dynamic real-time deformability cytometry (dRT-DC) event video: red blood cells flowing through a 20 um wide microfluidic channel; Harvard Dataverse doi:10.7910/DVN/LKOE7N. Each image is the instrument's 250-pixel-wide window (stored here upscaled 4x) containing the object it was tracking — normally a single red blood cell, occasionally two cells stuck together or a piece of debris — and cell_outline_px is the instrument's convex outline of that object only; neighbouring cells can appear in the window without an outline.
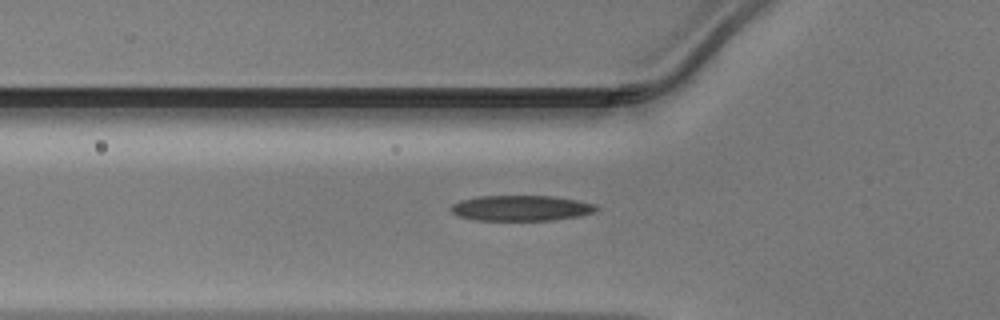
{"species": "Egyptian fruit bat (a non-hibernating species)", "species_latin": "Rousettus aegyptiacus", "temperature_condition": "warm", "stored_images_in_passage": 31, "camera_frame_rate_fps": 3000, "um_per_image_px": 0.085, "animal": {"sex": "male"}, "frame": {"image": 1, "passage_image": 2, "time_ms": 0.333, "image_size_px": [1000, 320], "cell_outline_px": [[600, 208], [596, 212], [576, 216], [552, 220], [476, 220], [460, 216], [452, 212], [448, 208], [452, 204], [460, 200], [480, 196], [552, 196], [576, 200], [596, 204]], "centroid_in_image_um": [44.29, 17.68], "position_along_channel_um": 81.5, "area_um2": 21.56}}
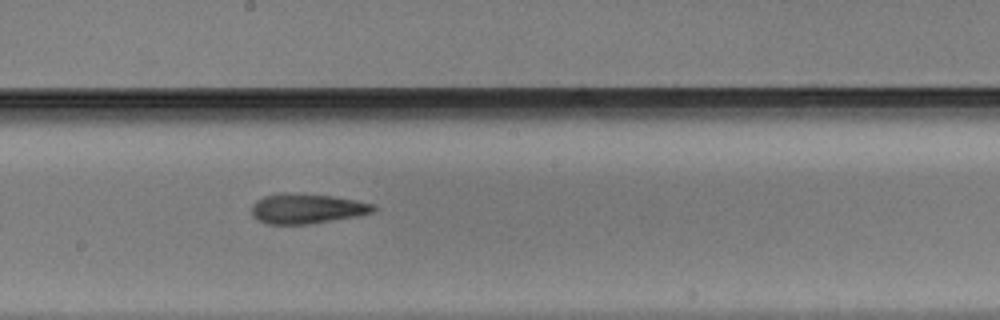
{"frame": {"image": 2, "passage_image": 12, "time_ms": 3.667, "image_size_px": [1000, 320], "cell_outline_px": [[376, 208], [372, 212], [356, 216], [308, 224], [268, 224], [256, 220], [252, 216], [252, 204], [256, 200], [264, 196], [284, 192], [288, 192], [332, 196], [356, 200], [376, 204]], "centroid_in_image_um": [26.05, 17.72], "position_along_channel_um": 222.2, "area_um2": 21.33}}
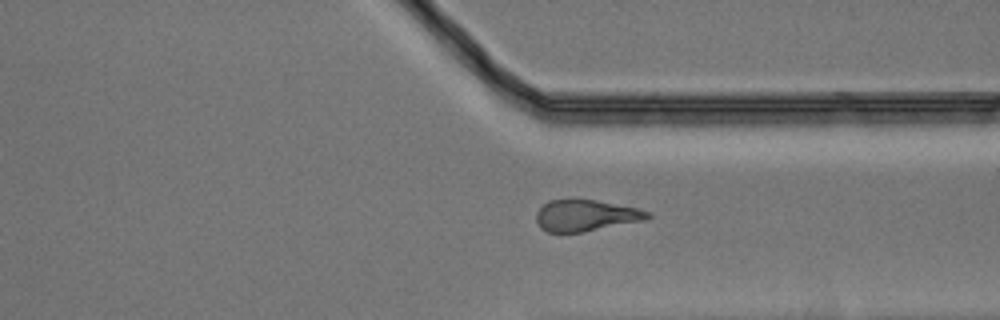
{"frame": {"image": 3, "passage_image": 22, "time_ms": 7.0, "image_size_px": [1000, 320], "cell_outline_px": [[652, 216], [644, 220], [584, 232], [548, 232], [540, 228], [536, 220], [536, 212], [548, 200], [596, 200], [640, 208], [652, 212]], "centroid_in_image_um": [49.82, 18.32], "position_along_channel_um": 361.6, "area_um2": 20.4}}